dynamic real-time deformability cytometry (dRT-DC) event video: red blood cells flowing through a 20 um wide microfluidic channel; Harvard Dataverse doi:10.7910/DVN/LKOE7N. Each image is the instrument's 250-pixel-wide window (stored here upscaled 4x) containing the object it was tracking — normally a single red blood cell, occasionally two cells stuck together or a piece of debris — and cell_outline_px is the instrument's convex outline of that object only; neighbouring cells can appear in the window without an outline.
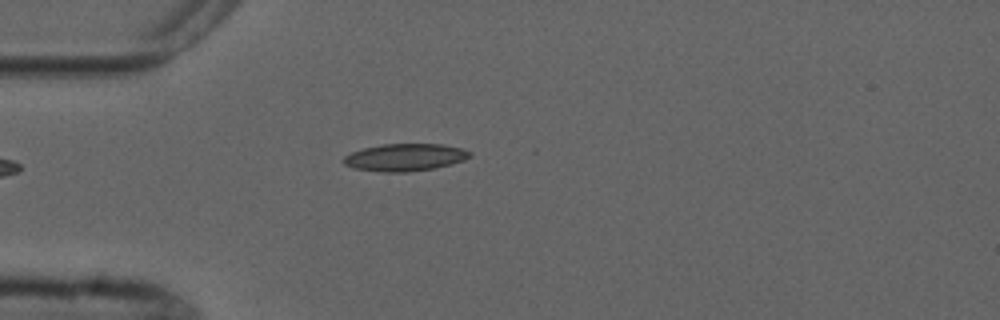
{"species": "common noctule bat (a hibernating species)", "species_latin": "Nyctalus noctula", "temperature_condition": "cold", "stored_images_in_passage": 1, "camera_frame_rate_fps": 3000, "um_per_image_px": 0.085, "animal": {"sex": "male", "forearm_length_mm": 52.5}, "frame": {"image": 1, "passage_image": 1, "time_ms": 0.0, "image_size_px": [1000, 320], "cell_outline_px": [[472, 156], [464, 160], [452, 164], [432, 168], [408, 172], [380, 172], [352, 168], [344, 164], [340, 160], [344, 156], [352, 152], [364, 148], [384, 144], [444, 144], [460, 148], [472, 152]], "centroid_in_image_um": [34.41, 13.38], "position_along_channel_um": 50.6, "area_um2": 20.23}}